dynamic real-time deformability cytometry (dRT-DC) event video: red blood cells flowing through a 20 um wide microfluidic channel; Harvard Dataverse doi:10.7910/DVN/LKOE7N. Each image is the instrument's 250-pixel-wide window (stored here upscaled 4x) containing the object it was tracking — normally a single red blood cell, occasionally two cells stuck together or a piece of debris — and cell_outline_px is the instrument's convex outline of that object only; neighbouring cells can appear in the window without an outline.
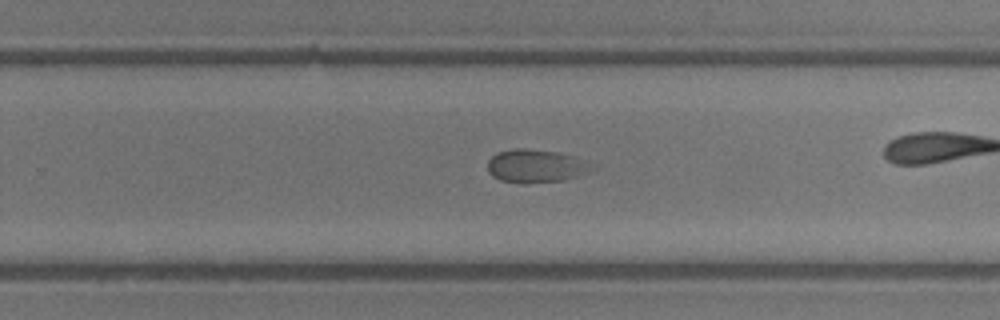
{"species": "common noctule bat (a hibernating species)", "species_latin": "Nyctalus noctula", "temperature_condition": "room temperature", "stored_images_in_passage": 33, "camera_frame_rate_fps": 3000, "um_per_image_px": 0.085, "animal": {"sex": "male", "body_mass_g": 13.3}, "frame": {"image": 1, "passage_image": 15, "time_ms": 4.667, "image_size_px": [1000, 320], "cell_outline_px": [[580, 168], [576, 176], [564, 180], [524, 184], [500, 180], [492, 176], [488, 172], [488, 160], [496, 152], [512, 148], [524, 148], [556, 152], [572, 156], [580, 164]], "centroid_in_image_um": [45.22, 14.11], "position_along_channel_um": 284.6, "area_um2": 18.96}, "authors_computed_cell_mechanics": {"area_um2": 22.9466, "velocity_mm_per_s": 4.2756, "shape_relaxation_time_tau1_ms": 2.5349, "shape_relaxation_time_tau2_ms": null, "deformation_change_tau1": 0.2136, "deformation_change_tau2": null}}